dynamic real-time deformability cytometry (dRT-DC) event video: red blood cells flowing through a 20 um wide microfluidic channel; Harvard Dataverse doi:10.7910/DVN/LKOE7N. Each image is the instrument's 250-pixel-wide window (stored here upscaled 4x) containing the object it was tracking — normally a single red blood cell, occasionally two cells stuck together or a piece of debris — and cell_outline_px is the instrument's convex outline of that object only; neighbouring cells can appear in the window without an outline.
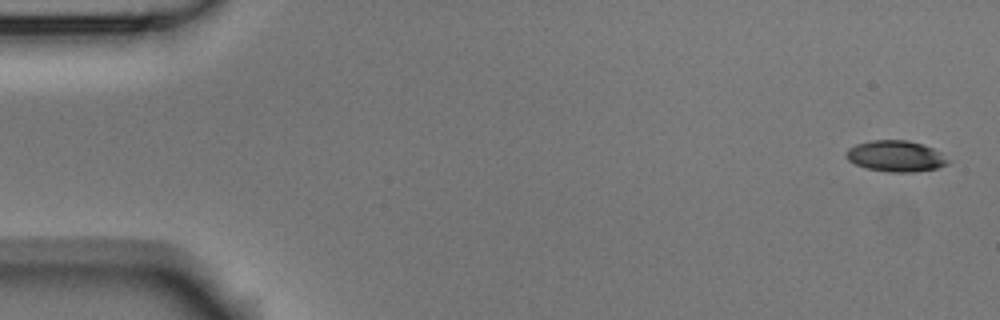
{"species": "Egyptian fruit bat (a non-hibernating species)", "species_latin": "Rousettus aegyptiacus", "temperature_condition": "room temperature", "stored_images_in_passage": 5, "camera_frame_rate_fps": 3000, "um_per_image_px": 0.085, "animal": {"sex": "male"}, "frame": {"image": 1, "passage_image": 1, "time_ms": 0.0, "image_size_px": [1000, 320], "cell_outline_px": [[952, 160], [948, 164], [936, 168], [912, 172], [888, 172], [868, 168], [856, 164], [848, 160], [844, 156], [848, 148], [856, 144], [872, 140], [908, 140], [932, 148], [940, 152]], "centroid_in_image_um": [76.15, 13.27], "position_along_channel_um": 8.9, "area_um2": 18.44}}
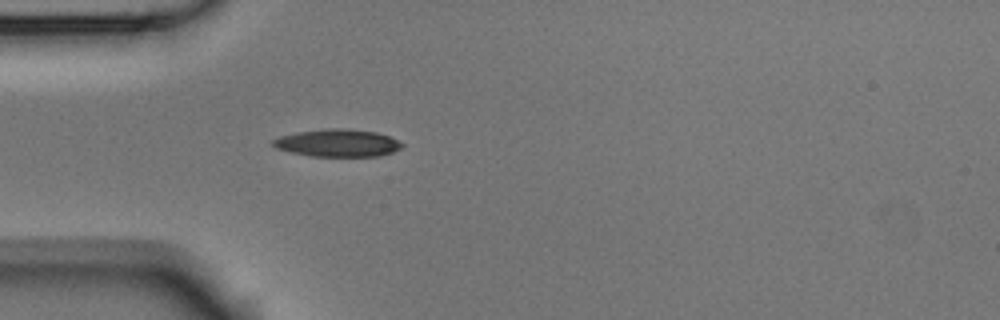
{"frame": {"image": 2, "passage_image": 5, "time_ms": 1.333, "image_size_px": [1000, 320], "cell_outline_px": [[404, 144], [400, 148], [392, 152], [380, 156], [312, 156], [292, 152], [276, 148], [272, 144], [272, 140], [280, 136], [296, 132], [328, 128], [340, 128], [376, 132], [388, 136]], "centroid_in_image_um": [28.68, 12.15], "position_along_channel_um": 56.3, "area_um2": 20.46}}